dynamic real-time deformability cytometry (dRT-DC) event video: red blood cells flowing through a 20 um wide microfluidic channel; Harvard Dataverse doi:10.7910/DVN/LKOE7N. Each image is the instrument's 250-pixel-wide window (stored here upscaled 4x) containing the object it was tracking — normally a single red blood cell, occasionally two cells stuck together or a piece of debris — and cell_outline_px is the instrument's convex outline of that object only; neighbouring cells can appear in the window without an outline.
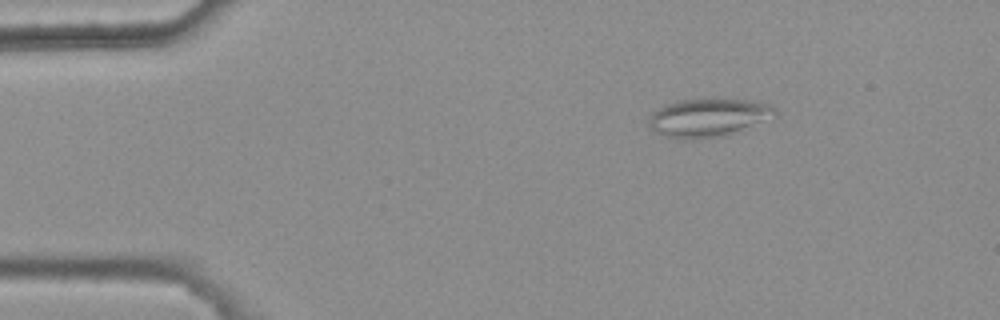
{"species": "common noctule bat (a hibernating species)", "species_latin": "Nyctalus noctula", "temperature_condition": "warm", "stored_images_in_passage": 3, "camera_frame_rate_fps": 3000, "um_per_image_px": 0.085, "animal": {"sex": "female", "body_mass_g": 25.1}, "frame": {"image": 1, "passage_image": 1, "time_ms": 0.0, "image_size_px": [1000, 320], "cell_outline_px": [[780, 112], [776, 116], [728, 136], [684, 140], [664, 136], [656, 132], [648, 124], [648, 120], [652, 112], [668, 104], [680, 100], [744, 100], [768, 104], [776, 108]], "centroid_in_image_um": [60.23, 10.03], "position_along_channel_um": 24.8, "area_um2": 28.03}}